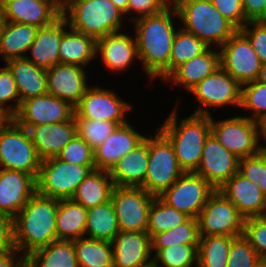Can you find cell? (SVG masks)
Returning a JSON list of instances; mask_svg holds the SVG:
<instances>
[{
	"mask_svg": "<svg viewBox=\"0 0 266 267\" xmlns=\"http://www.w3.org/2000/svg\"><path fill=\"white\" fill-rule=\"evenodd\" d=\"M175 21L179 22V17L172 3L158 14L132 21L134 30L131 33L135 35L139 63L151 81L159 78L163 82L170 75L172 44L180 28Z\"/></svg>",
	"mask_w": 266,
	"mask_h": 267,
	"instance_id": "6da1fadb",
	"label": "cell"
},
{
	"mask_svg": "<svg viewBox=\"0 0 266 267\" xmlns=\"http://www.w3.org/2000/svg\"><path fill=\"white\" fill-rule=\"evenodd\" d=\"M57 211L58 199L36 192L14 217L15 247L25 258L57 240Z\"/></svg>",
	"mask_w": 266,
	"mask_h": 267,
	"instance_id": "7a4b0ae2",
	"label": "cell"
},
{
	"mask_svg": "<svg viewBox=\"0 0 266 267\" xmlns=\"http://www.w3.org/2000/svg\"><path fill=\"white\" fill-rule=\"evenodd\" d=\"M177 110L174 108L157 128L173 145L181 169L184 172H195L201 161L205 141L211 134L210 116L191 113L181 118Z\"/></svg>",
	"mask_w": 266,
	"mask_h": 267,
	"instance_id": "3957f363",
	"label": "cell"
},
{
	"mask_svg": "<svg viewBox=\"0 0 266 267\" xmlns=\"http://www.w3.org/2000/svg\"><path fill=\"white\" fill-rule=\"evenodd\" d=\"M61 15L71 29L96 40L126 27L124 13L110 0H66Z\"/></svg>",
	"mask_w": 266,
	"mask_h": 267,
	"instance_id": "277c9868",
	"label": "cell"
},
{
	"mask_svg": "<svg viewBox=\"0 0 266 267\" xmlns=\"http://www.w3.org/2000/svg\"><path fill=\"white\" fill-rule=\"evenodd\" d=\"M180 27L209 47L220 48L238 29L215 8L211 0H171Z\"/></svg>",
	"mask_w": 266,
	"mask_h": 267,
	"instance_id": "5b68a950",
	"label": "cell"
},
{
	"mask_svg": "<svg viewBox=\"0 0 266 267\" xmlns=\"http://www.w3.org/2000/svg\"><path fill=\"white\" fill-rule=\"evenodd\" d=\"M40 164L27 129L8 118L0 126V168L22 171L37 179Z\"/></svg>",
	"mask_w": 266,
	"mask_h": 267,
	"instance_id": "8992f818",
	"label": "cell"
},
{
	"mask_svg": "<svg viewBox=\"0 0 266 267\" xmlns=\"http://www.w3.org/2000/svg\"><path fill=\"white\" fill-rule=\"evenodd\" d=\"M184 171L179 166L173 145L158 129L149 135V161L142 188L149 194L159 197Z\"/></svg>",
	"mask_w": 266,
	"mask_h": 267,
	"instance_id": "52a82bcc",
	"label": "cell"
},
{
	"mask_svg": "<svg viewBox=\"0 0 266 267\" xmlns=\"http://www.w3.org/2000/svg\"><path fill=\"white\" fill-rule=\"evenodd\" d=\"M245 115L220 120L210 116L211 134L239 159L257 155L263 150L259 122Z\"/></svg>",
	"mask_w": 266,
	"mask_h": 267,
	"instance_id": "ba28073f",
	"label": "cell"
},
{
	"mask_svg": "<svg viewBox=\"0 0 266 267\" xmlns=\"http://www.w3.org/2000/svg\"><path fill=\"white\" fill-rule=\"evenodd\" d=\"M95 169V165L72 164L57 157L41 160L37 192L58 200L71 199L78 185Z\"/></svg>",
	"mask_w": 266,
	"mask_h": 267,
	"instance_id": "9c48e42d",
	"label": "cell"
},
{
	"mask_svg": "<svg viewBox=\"0 0 266 267\" xmlns=\"http://www.w3.org/2000/svg\"><path fill=\"white\" fill-rule=\"evenodd\" d=\"M190 93L199 103L193 114L211 116L217 108H240L242 86L220 67L195 85ZM208 108H213L212 113Z\"/></svg>",
	"mask_w": 266,
	"mask_h": 267,
	"instance_id": "30bf717a",
	"label": "cell"
},
{
	"mask_svg": "<svg viewBox=\"0 0 266 267\" xmlns=\"http://www.w3.org/2000/svg\"><path fill=\"white\" fill-rule=\"evenodd\" d=\"M131 109L133 104L120 98L114 89L91 84L74 107V118L112 121L120 126L128 122L126 115Z\"/></svg>",
	"mask_w": 266,
	"mask_h": 267,
	"instance_id": "8fae6325",
	"label": "cell"
},
{
	"mask_svg": "<svg viewBox=\"0 0 266 267\" xmlns=\"http://www.w3.org/2000/svg\"><path fill=\"white\" fill-rule=\"evenodd\" d=\"M197 219L200 236L243 235L244 218L218 189L209 197Z\"/></svg>",
	"mask_w": 266,
	"mask_h": 267,
	"instance_id": "7c38bea8",
	"label": "cell"
},
{
	"mask_svg": "<svg viewBox=\"0 0 266 267\" xmlns=\"http://www.w3.org/2000/svg\"><path fill=\"white\" fill-rule=\"evenodd\" d=\"M215 190L202 176L194 172H184L159 197L189 218H198L200 211Z\"/></svg>",
	"mask_w": 266,
	"mask_h": 267,
	"instance_id": "4fadbf2b",
	"label": "cell"
},
{
	"mask_svg": "<svg viewBox=\"0 0 266 267\" xmlns=\"http://www.w3.org/2000/svg\"><path fill=\"white\" fill-rule=\"evenodd\" d=\"M154 197L142 187L115 186L111 202L119 231H147L148 212Z\"/></svg>",
	"mask_w": 266,
	"mask_h": 267,
	"instance_id": "5bb4252c",
	"label": "cell"
},
{
	"mask_svg": "<svg viewBox=\"0 0 266 267\" xmlns=\"http://www.w3.org/2000/svg\"><path fill=\"white\" fill-rule=\"evenodd\" d=\"M219 52L221 67L241 86L257 80L262 62L239 30L219 48Z\"/></svg>",
	"mask_w": 266,
	"mask_h": 267,
	"instance_id": "9a60e30c",
	"label": "cell"
},
{
	"mask_svg": "<svg viewBox=\"0 0 266 267\" xmlns=\"http://www.w3.org/2000/svg\"><path fill=\"white\" fill-rule=\"evenodd\" d=\"M74 113V107L68 101L46 93L22 101L12 119L28 129L32 125L69 121Z\"/></svg>",
	"mask_w": 266,
	"mask_h": 267,
	"instance_id": "2e32d148",
	"label": "cell"
},
{
	"mask_svg": "<svg viewBox=\"0 0 266 267\" xmlns=\"http://www.w3.org/2000/svg\"><path fill=\"white\" fill-rule=\"evenodd\" d=\"M239 158L210 134L206 139L200 164L194 172L216 190L238 172Z\"/></svg>",
	"mask_w": 266,
	"mask_h": 267,
	"instance_id": "e0dca14e",
	"label": "cell"
},
{
	"mask_svg": "<svg viewBox=\"0 0 266 267\" xmlns=\"http://www.w3.org/2000/svg\"><path fill=\"white\" fill-rule=\"evenodd\" d=\"M96 59L102 61L100 63L107 71L116 74L127 72L134 66L133 62L139 61L135 35L124 30L97 39Z\"/></svg>",
	"mask_w": 266,
	"mask_h": 267,
	"instance_id": "ac0fdd59",
	"label": "cell"
},
{
	"mask_svg": "<svg viewBox=\"0 0 266 267\" xmlns=\"http://www.w3.org/2000/svg\"><path fill=\"white\" fill-rule=\"evenodd\" d=\"M86 69L66 63L46 69L47 92L75 107L91 84Z\"/></svg>",
	"mask_w": 266,
	"mask_h": 267,
	"instance_id": "d6986e66",
	"label": "cell"
},
{
	"mask_svg": "<svg viewBox=\"0 0 266 267\" xmlns=\"http://www.w3.org/2000/svg\"><path fill=\"white\" fill-rule=\"evenodd\" d=\"M61 8L53 0H2L3 21L25 23L38 28L51 25L61 16Z\"/></svg>",
	"mask_w": 266,
	"mask_h": 267,
	"instance_id": "ffe728a7",
	"label": "cell"
},
{
	"mask_svg": "<svg viewBox=\"0 0 266 267\" xmlns=\"http://www.w3.org/2000/svg\"><path fill=\"white\" fill-rule=\"evenodd\" d=\"M111 243L113 267H152L151 237L147 231H119Z\"/></svg>",
	"mask_w": 266,
	"mask_h": 267,
	"instance_id": "44dd1931",
	"label": "cell"
},
{
	"mask_svg": "<svg viewBox=\"0 0 266 267\" xmlns=\"http://www.w3.org/2000/svg\"><path fill=\"white\" fill-rule=\"evenodd\" d=\"M135 128L129 120L118 126L102 145L94 149L96 169L110 171L119 160L145 140L147 135Z\"/></svg>",
	"mask_w": 266,
	"mask_h": 267,
	"instance_id": "7402d4cb",
	"label": "cell"
},
{
	"mask_svg": "<svg viewBox=\"0 0 266 267\" xmlns=\"http://www.w3.org/2000/svg\"><path fill=\"white\" fill-rule=\"evenodd\" d=\"M36 192L33 175L0 168V212L14 218Z\"/></svg>",
	"mask_w": 266,
	"mask_h": 267,
	"instance_id": "603a6c76",
	"label": "cell"
},
{
	"mask_svg": "<svg viewBox=\"0 0 266 267\" xmlns=\"http://www.w3.org/2000/svg\"><path fill=\"white\" fill-rule=\"evenodd\" d=\"M244 218L266 216V195L239 172L218 189Z\"/></svg>",
	"mask_w": 266,
	"mask_h": 267,
	"instance_id": "cb8c5ba5",
	"label": "cell"
},
{
	"mask_svg": "<svg viewBox=\"0 0 266 267\" xmlns=\"http://www.w3.org/2000/svg\"><path fill=\"white\" fill-rule=\"evenodd\" d=\"M37 156L41 159L57 157L77 134L74 116L66 122L32 125L27 129Z\"/></svg>",
	"mask_w": 266,
	"mask_h": 267,
	"instance_id": "d4e9b609",
	"label": "cell"
},
{
	"mask_svg": "<svg viewBox=\"0 0 266 267\" xmlns=\"http://www.w3.org/2000/svg\"><path fill=\"white\" fill-rule=\"evenodd\" d=\"M68 28L69 24L62 15L51 25L39 28L25 58L44 69L60 63L59 45Z\"/></svg>",
	"mask_w": 266,
	"mask_h": 267,
	"instance_id": "484cf974",
	"label": "cell"
},
{
	"mask_svg": "<svg viewBox=\"0 0 266 267\" xmlns=\"http://www.w3.org/2000/svg\"><path fill=\"white\" fill-rule=\"evenodd\" d=\"M220 67L219 48L208 47L202 54L178 66L163 83L171 84V88L181 86L188 94L195 85Z\"/></svg>",
	"mask_w": 266,
	"mask_h": 267,
	"instance_id": "4316f807",
	"label": "cell"
},
{
	"mask_svg": "<svg viewBox=\"0 0 266 267\" xmlns=\"http://www.w3.org/2000/svg\"><path fill=\"white\" fill-rule=\"evenodd\" d=\"M149 161V135L109 171L115 186L142 187Z\"/></svg>",
	"mask_w": 266,
	"mask_h": 267,
	"instance_id": "83f0119b",
	"label": "cell"
},
{
	"mask_svg": "<svg viewBox=\"0 0 266 267\" xmlns=\"http://www.w3.org/2000/svg\"><path fill=\"white\" fill-rule=\"evenodd\" d=\"M5 65L15 79L20 103L48 93L46 69L36 66L26 58L11 59Z\"/></svg>",
	"mask_w": 266,
	"mask_h": 267,
	"instance_id": "f1b7e54d",
	"label": "cell"
},
{
	"mask_svg": "<svg viewBox=\"0 0 266 267\" xmlns=\"http://www.w3.org/2000/svg\"><path fill=\"white\" fill-rule=\"evenodd\" d=\"M38 29L34 25L4 21L0 31V56L3 62L25 58Z\"/></svg>",
	"mask_w": 266,
	"mask_h": 267,
	"instance_id": "f546056e",
	"label": "cell"
},
{
	"mask_svg": "<svg viewBox=\"0 0 266 267\" xmlns=\"http://www.w3.org/2000/svg\"><path fill=\"white\" fill-rule=\"evenodd\" d=\"M97 40L70 27L64 32L60 45V63L86 68L96 59Z\"/></svg>",
	"mask_w": 266,
	"mask_h": 267,
	"instance_id": "4dcf8cb0",
	"label": "cell"
},
{
	"mask_svg": "<svg viewBox=\"0 0 266 267\" xmlns=\"http://www.w3.org/2000/svg\"><path fill=\"white\" fill-rule=\"evenodd\" d=\"M114 187L109 171L95 169L78 185L71 199L88 209L110 201Z\"/></svg>",
	"mask_w": 266,
	"mask_h": 267,
	"instance_id": "1f68e13d",
	"label": "cell"
},
{
	"mask_svg": "<svg viewBox=\"0 0 266 267\" xmlns=\"http://www.w3.org/2000/svg\"><path fill=\"white\" fill-rule=\"evenodd\" d=\"M87 209L72 199L58 200L55 225L57 240L74 241L85 237Z\"/></svg>",
	"mask_w": 266,
	"mask_h": 267,
	"instance_id": "d6a6232c",
	"label": "cell"
},
{
	"mask_svg": "<svg viewBox=\"0 0 266 267\" xmlns=\"http://www.w3.org/2000/svg\"><path fill=\"white\" fill-rule=\"evenodd\" d=\"M28 267H79L74 241L56 240L26 257Z\"/></svg>",
	"mask_w": 266,
	"mask_h": 267,
	"instance_id": "836d02e7",
	"label": "cell"
},
{
	"mask_svg": "<svg viewBox=\"0 0 266 267\" xmlns=\"http://www.w3.org/2000/svg\"><path fill=\"white\" fill-rule=\"evenodd\" d=\"M118 232L117 217L111 200L87 209L85 237L112 242Z\"/></svg>",
	"mask_w": 266,
	"mask_h": 267,
	"instance_id": "e575fe53",
	"label": "cell"
},
{
	"mask_svg": "<svg viewBox=\"0 0 266 267\" xmlns=\"http://www.w3.org/2000/svg\"><path fill=\"white\" fill-rule=\"evenodd\" d=\"M79 267H113V246L106 240L82 237L74 240Z\"/></svg>",
	"mask_w": 266,
	"mask_h": 267,
	"instance_id": "d590c367",
	"label": "cell"
},
{
	"mask_svg": "<svg viewBox=\"0 0 266 267\" xmlns=\"http://www.w3.org/2000/svg\"><path fill=\"white\" fill-rule=\"evenodd\" d=\"M234 238L223 235L200 236L197 267H226L229 249Z\"/></svg>",
	"mask_w": 266,
	"mask_h": 267,
	"instance_id": "8d00e7d4",
	"label": "cell"
},
{
	"mask_svg": "<svg viewBox=\"0 0 266 267\" xmlns=\"http://www.w3.org/2000/svg\"><path fill=\"white\" fill-rule=\"evenodd\" d=\"M199 241L198 219L188 218L185 222L173 229L155 234L151 238V252L154 256L162 248L179 244L198 245Z\"/></svg>",
	"mask_w": 266,
	"mask_h": 267,
	"instance_id": "74e56055",
	"label": "cell"
},
{
	"mask_svg": "<svg viewBox=\"0 0 266 267\" xmlns=\"http://www.w3.org/2000/svg\"><path fill=\"white\" fill-rule=\"evenodd\" d=\"M188 218L187 215L169 206L160 197H154L148 212L147 232L152 238L155 234L173 229Z\"/></svg>",
	"mask_w": 266,
	"mask_h": 267,
	"instance_id": "f35d334b",
	"label": "cell"
},
{
	"mask_svg": "<svg viewBox=\"0 0 266 267\" xmlns=\"http://www.w3.org/2000/svg\"><path fill=\"white\" fill-rule=\"evenodd\" d=\"M209 46L194 34L183 30H177L172 44L170 57V74L181 64L202 54Z\"/></svg>",
	"mask_w": 266,
	"mask_h": 267,
	"instance_id": "ab89813d",
	"label": "cell"
},
{
	"mask_svg": "<svg viewBox=\"0 0 266 267\" xmlns=\"http://www.w3.org/2000/svg\"><path fill=\"white\" fill-rule=\"evenodd\" d=\"M198 245H173L153 256L152 267H197Z\"/></svg>",
	"mask_w": 266,
	"mask_h": 267,
	"instance_id": "60d3db41",
	"label": "cell"
},
{
	"mask_svg": "<svg viewBox=\"0 0 266 267\" xmlns=\"http://www.w3.org/2000/svg\"><path fill=\"white\" fill-rule=\"evenodd\" d=\"M240 108L248 114L251 112L246 117L261 121L266 116V84L255 80L242 85Z\"/></svg>",
	"mask_w": 266,
	"mask_h": 267,
	"instance_id": "b9f144b4",
	"label": "cell"
},
{
	"mask_svg": "<svg viewBox=\"0 0 266 267\" xmlns=\"http://www.w3.org/2000/svg\"><path fill=\"white\" fill-rule=\"evenodd\" d=\"M77 134L94 150L119 126L106 120L75 119Z\"/></svg>",
	"mask_w": 266,
	"mask_h": 267,
	"instance_id": "7bdbcfd3",
	"label": "cell"
},
{
	"mask_svg": "<svg viewBox=\"0 0 266 267\" xmlns=\"http://www.w3.org/2000/svg\"><path fill=\"white\" fill-rule=\"evenodd\" d=\"M256 250L243 236L235 237L229 249L226 267H264Z\"/></svg>",
	"mask_w": 266,
	"mask_h": 267,
	"instance_id": "ee69618b",
	"label": "cell"
},
{
	"mask_svg": "<svg viewBox=\"0 0 266 267\" xmlns=\"http://www.w3.org/2000/svg\"><path fill=\"white\" fill-rule=\"evenodd\" d=\"M19 106L20 98L15 79L4 64V67L0 68V112L7 118H12Z\"/></svg>",
	"mask_w": 266,
	"mask_h": 267,
	"instance_id": "f6af8a7d",
	"label": "cell"
},
{
	"mask_svg": "<svg viewBox=\"0 0 266 267\" xmlns=\"http://www.w3.org/2000/svg\"><path fill=\"white\" fill-rule=\"evenodd\" d=\"M238 172L255 183L266 195V150L259 154L239 159Z\"/></svg>",
	"mask_w": 266,
	"mask_h": 267,
	"instance_id": "bcb514c9",
	"label": "cell"
},
{
	"mask_svg": "<svg viewBox=\"0 0 266 267\" xmlns=\"http://www.w3.org/2000/svg\"><path fill=\"white\" fill-rule=\"evenodd\" d=\"M57 158L72 164L95 165L94 150L78 134L61 150Z\"/></svg>",
	"mask_w": 266,
	"mask_h": 267,
	"instance_id": "7dc6e473",
	"label": "cell"
},
{
	"mask_svg": "<svg viewBox=\"0 0 266 267\" xmlns=\"http://www.w3.org/2000/svg\"><path fill=\"white\" fill-rule=\"evenodd\" d=\"M243 236L266 265V216L244 219Z\"/></svg>",
	"mask_w": 266,
	"mask_h": 267,
	"instance_id": "c3c4849f",
	"label": "cell"
},
{
	"mask_svg": "<svg viewBox=\"0 0 266 267\" xmlns=\"http://www.w3.org/2000/svg\"><path fill=\"white\" fill-rule=\"evenodd\" d=\"M239 31L249 40L262 63L266 62V21L247 22Z\"/></svg>",
	"mask_w": 266,
	"mask_h": 267,
	"instance_id": "681fc988",
	"label": "cell"
},
{
	"mask_svg": "<svg viewBox=\"0 0 266 267\" xmlns=\"http://www.w3.org/2000/svg\"><path fill=\"white\" fill-rule=\"evenodd\" d=\"M170 3L171 0H129L127 16L132 22L143 16L158 14Z\"/></svg>",
	"mask_w": 266,
	"mask_h": 267,
	"instance_id": "f907efd6",
	"label": "cell"
},
{
	"mask_svg": "<svg viewBox=\"0 0 266 267\" xmlns=\"http://www.w3.org/2000/svg\"><path fill=\"white\" fill-rule=\"evenodd\" d=\"M211 2L222 16L230 21L238 30L245 25L242 0H211Z\"/></svg>",
	"mask_w": 266,
	"mask_h": 267,
	"instance_id": "816d5d0a",
	"label": "cell"
},
{
	"mask_svg": "<svg viewBox=\"0 0 266 267\" xmlns=\"http://www.w3.org/2000/svg\"><path fill=\"white\" fill-rule=\"evenodd\" d=\"M16 249L14 242V218L0 212V254Z\"/></svg>",
	"mask_w": 266,
	"mask_h": 267,
	"instance_id": "f5cc1de1",
	"label": "cell"
},
{
	"mask_svg": "<svg viewBox=\"0 0 266 267\" xmlns=\"http://www.w3.org/2000/svg\"><path fill=\"white\" fill-rule=\"evenodd\" d=\"M245 14V24L247 22L266 21V0H242Z\"/></svg>",
	"mask_w": 266,
	"mask_h": 267,
	"instance_id": "db71d44e",
	"label": "cell"
},
{
	"mask_svg": "<svg viewBox=\"0 0 266 267\" xmlns=\"http://www.w3.org/2000/svg\"><path fill=\"white\" fill-rule=\"evenodd\" d=\"M26 258L17 250L0 254V267H25Z\"/></svg>",
	"mask_w": 266,
	"mask_h": 267,
	"instance_id": "11a10c76",
	"label": "cell"
},
{
	"mask_svg": "<svg viewBox=\"0 0 266 267\" xmlns=\"http://www.w3.org/2000/svg\"><path fill=\"white\" fill-rule=\"evenodd\" d=\"M110 1L124 13L125 19L128 18L127 7L129 0H110Z\"/></svg>",
	"mask_w": 266,
	"mask_h": 267,
	"instance_id": "9f6ffc18",
	"label": "cell"
},
{
	"mask_svg": "<svg viewBox=\"0 0 266 267\" xmlns=\"http://www.w3.org/2000/svg\"><path fill=\"white\" fill-rule=\"evenodd\" d=\"M259 125L261 140L265 142L264 144H262V147L264 150H266V116L261 121H259Z\"/></svg>",
	"mask_w": 266,
	"mask_h": 267,
	"instance_id": "6f0895ef",
	"label": "cell"
},
{
	"mask_svg": "<svg viewBox=\"0 0 266 267\" xmlns=\"http://www.w3.org/2000/svg\"><path fill=\"white\" fill-rule=\"evenodd\" d=\"M257 81L266 84V62L262 63Z\"/></svg>",
	"mask_w": 266,
	"mask_h": 267,
	"instance_id": "680465c9",
	"label": "cell"
},
{
	"mask_svg": "<svg viewBox=\"0 0 266 267\" xmlns=\"http://www.w3.org/2000/svg\"><path fill=\"white\" fill-rule=\"evenodd\" d=\"M61 9L64 6L66 0H53Z\"/></svg>",
	"mask_w": 266,
	"mask_h": 267,
	"instance_id": "91938a15",
	"label": "cell"
},
{
	"mask_svg": "<svg viewBox=\"0 0 266 267\" xmlns=\"http://www.w3.org/2000/svg\"><path fill=\"white\" fill-rule=\"evenodd\" d=\"M8 118L6 116H4L1 112H0V126L7 120Z\"/></svg>",
	"mask_w": 266,
	"mask_h": 267,
	"instance_id": "94428289",
	"label": "cell"
},
{
	"mask_svg": "<svg viewBox=\"0 0 266 267\" xmlns=\"http://www.w3.org/2000/svg\"><path fill=\"white\" fill-rule=\"evenodd\" d=\"M3 23H4V21H3V19H2L1 13H0V31H1V28H2V26H3Z\"/></svg>",
	"mask_w": 266,
	"mask_h": 267,
	"instance_id": "6125c7cd",
	"label": "cell"
}]
</instances>
